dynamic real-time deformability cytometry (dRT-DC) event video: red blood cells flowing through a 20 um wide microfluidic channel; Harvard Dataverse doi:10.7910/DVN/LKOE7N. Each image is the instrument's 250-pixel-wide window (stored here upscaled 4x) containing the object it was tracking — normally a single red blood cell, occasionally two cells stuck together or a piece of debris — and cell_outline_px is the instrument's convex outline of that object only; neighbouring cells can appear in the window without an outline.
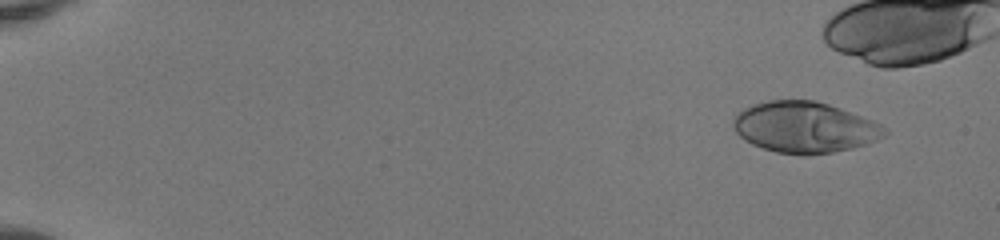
{"species": "human", "species_latin": "Homo sapiens", "temperature_condition": "room temperature", "stored_images_in_passage": 43, "camera_frame_rate_fps": 3000, "um_per_image_px": 0.085, "donor": {"sex": "female"}, "frame": {"image": 1, "passage_image": 1, "time_ms": 0.0, "image_size_px": [1000, 240], "cell_outline_px": [[888, 132], [884, 136], [876, 140], [852, 148], [832, 152], [808, 156], [800, 156], [776, 152], [752, 144], [744, 140], [736, 132], [732, 124], [732, 120], [744, 108], [752, 104], [768, 100], [816, 100], [840, 108], [872, 120], [880, 124]], "centroid_in_image_um": [68.37, 10.82], "position_along_channel_um": 16.6, "area_um2": 45.03}}
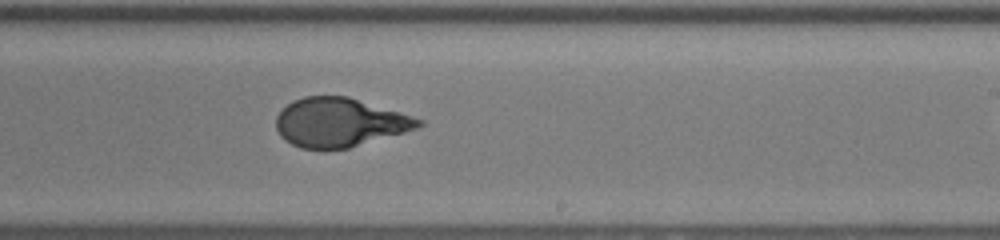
{"frame": {"image": 2, "passage_image": 30, "time_ms": 9.667, "image_size_px": [1000, 240], "cell_outline_px": [[424, 124], [416, 128], [404, 132], [348, 148], [300, 148], [284, 140], [280, 136], [276, 128], [276, 116], [292, 100], [304, 96], [348, 96], [424, 120]], "centroid_in_image_um": [28.83, 10.4], "position_along_channel_um": 260.2, "area_um2": 40.17}}
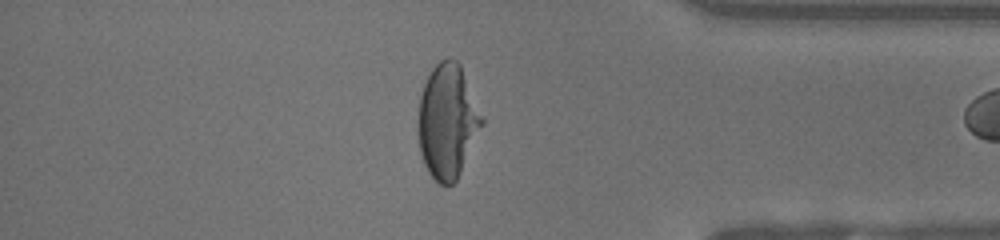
{"frame": {"image": 3, "passage_image": 41, "time_ms": 13.333, "image_size_px": [1000, 240], "cell_outline_px": [[484, 124], [456, 180], [452, 184], [440, 184], [428, 172], [424, 164], [420, 152], [416, 120], [420, 96], [424, 84], [432, 68], [440, 60], [448, 56], [452, 56], [460, 64], [484, 120]], "centroid_in_image_um": [38.01, 10.28], "position_along_channel_um": 397.2, "area_um2": 42.54}}